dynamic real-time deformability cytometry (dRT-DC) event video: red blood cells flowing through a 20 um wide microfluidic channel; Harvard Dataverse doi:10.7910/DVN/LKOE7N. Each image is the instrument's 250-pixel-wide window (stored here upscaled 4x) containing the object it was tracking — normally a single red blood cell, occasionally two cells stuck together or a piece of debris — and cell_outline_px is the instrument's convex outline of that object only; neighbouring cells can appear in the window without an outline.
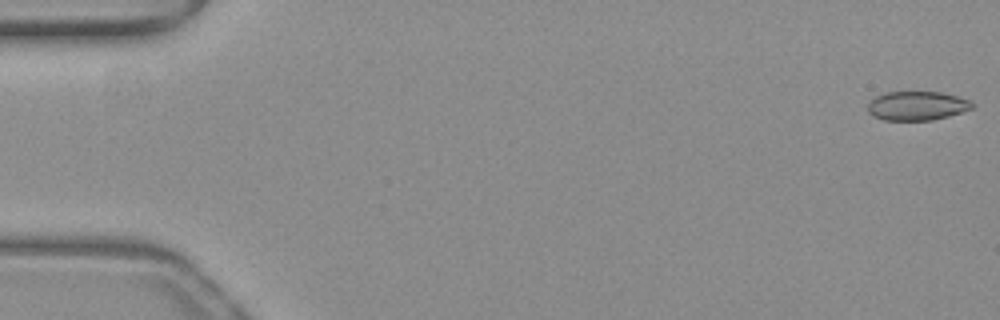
{"species": "common noctule bat (a hibernating species)", "species_latin": "Nyctalus noctula", "temperature_condition": "warm", "stored_images_in_passage": 52, "camera_frame_rate_fps": 3000, "um_per_image_px": 0.085, "animal": {"sex": "female", "body_mass_g": 19.3, "forearm_length_mm": 54.1}, "frame": {"image": 1, "passage_image": 1, "time_ms": 0.0, "image_size_px": [1000, 320], "cell_outline_px": [[976, 104], [972, 108], [948, 116], [932, 120], [884, 120], [872, 116], [868, 112], [868, 104], [876, 96], [888, 92], [940, 92], [972, 100]], "centroid_in_image_um": [77.96, 8.99], "position_along_channel_um": 7.0, "area_um2": 17.63}}
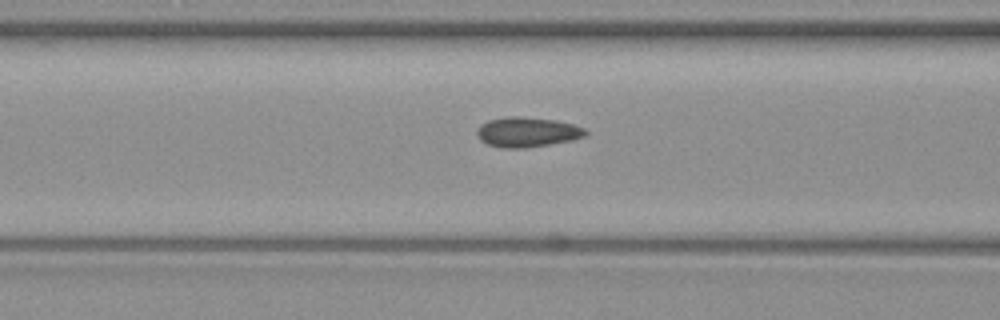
{"frame": {"image": 2, "passage_image": 21, "time_ms": 6.667, "image_size_px": [1000, 320], "cell_outline_px": [[588, 132], [584, 136], [572, 140], [524, 148], [500, 148], [488, 144], [480, 140], [476, 132], [480, 124], [488, 120], [508, 116], [520, 116], [556, 120], [572, 124], [584, 128]], "centroid_in_image_um": [44.78, 11.22], "position_along_channel_um": 121.8, "area_um2": 18.9}}
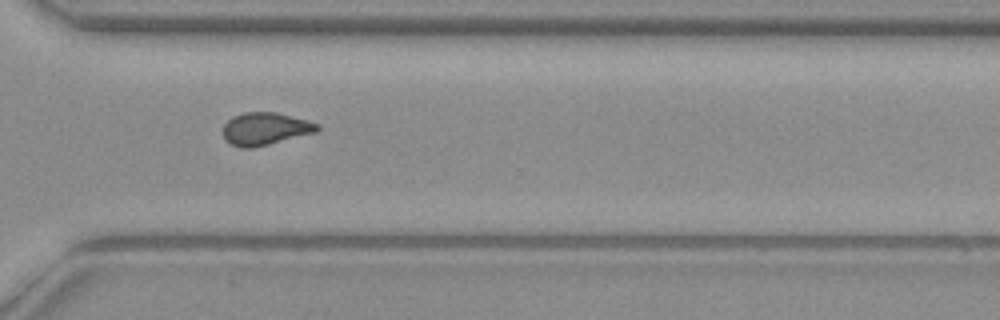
{"frame": {"image": 3, "passage_image": 38, "time_ms": 12.333, "image_size_px": [1000, 320], "cell_outline_px": [[320, 128], [316, 132], [252, 148], [240, 148], [224, 140], [220, 132], [224, 124], [232, 116], [244, 112], [276, 112], [308, 120], [320, 124]], "centroid_in_image_um": [22.5, 10.94], "position_along_channel_um": 348.1, "area_um2": 18.09}, "authors_computed_cell_mechanics": {"area_um2": 18.0914, "velocity_mm_per_s": 3.9987, "shape_relaxation_time_tau1_ms": 11.0058, "shape_relaxation_time_tau2_ms": 1.1178, "deformation_change_tau1": 0.1612, "deformation_change_tau2": 0.0428}}